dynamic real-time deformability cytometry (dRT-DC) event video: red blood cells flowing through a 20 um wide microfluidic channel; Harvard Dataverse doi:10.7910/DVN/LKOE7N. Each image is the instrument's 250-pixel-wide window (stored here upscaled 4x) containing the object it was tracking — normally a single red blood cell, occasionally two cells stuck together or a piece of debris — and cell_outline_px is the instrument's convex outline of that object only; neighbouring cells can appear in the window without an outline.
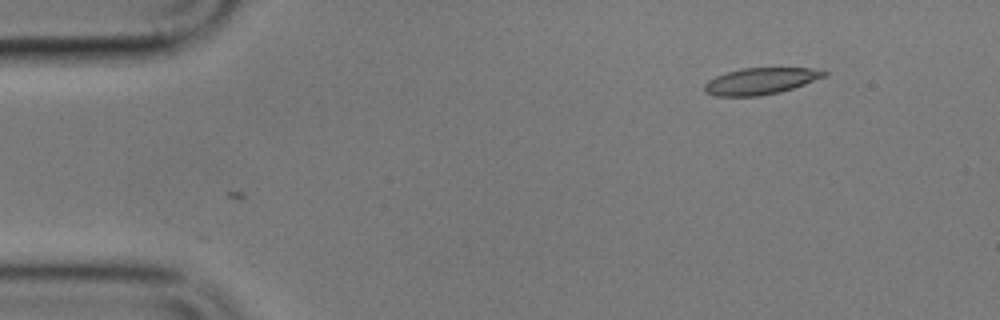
{"species": "common noctule bat (a hibernating species)", "species_latin": "Nyctalus noctula", "temperature_condition": "cold", "stored_images_in_passage": 4, "camera_frame_rate_fps": 3000, "um_per_image_px": 0.085, "animal": {"sex": "male", "body_mass_g": 17.9}, "frame": {"image": 1, "passage_image": 4, "time_ms": 3.667, "image_size_px": [1000, 320], "cell_outline_px": [[828, 72], [824, 76], [804, 84], [780, 92], [760, 96], [716, 96], [704, 92], [704, 84], [708, 80], [716, 76], [728, 72], [744, 68], [808, 68]], "centroid_in_image_um": [64.59, 6.9], "position_along_channel_um": 20.4, "area_um2": 18.26}}